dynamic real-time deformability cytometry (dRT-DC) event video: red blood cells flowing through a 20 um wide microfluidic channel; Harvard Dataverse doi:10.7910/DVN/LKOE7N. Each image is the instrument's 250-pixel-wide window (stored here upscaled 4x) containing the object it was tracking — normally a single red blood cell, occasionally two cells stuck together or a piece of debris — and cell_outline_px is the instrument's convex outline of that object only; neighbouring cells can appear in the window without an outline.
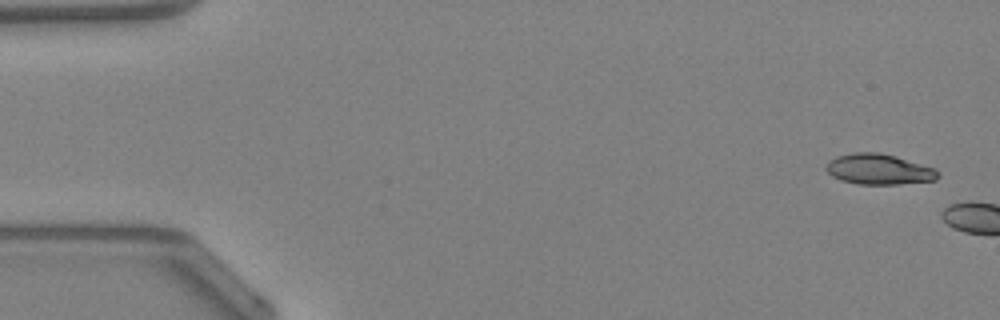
{"species": "Egyptian fruit bat (a non-hibernating species)", "species_latin": "Rousettus aegyptiacus", "temperature_condition": "warm", "stored_images_in_passage": 4, "camera_frame_rate_fps": 3000, "um_per_image_px": 0.085, "animal": {"sex": "female"}, "frame": {"image": 1, "passage_image": 1, "time_ms": 0.0, "image_size_px": [1000, 320], "cell_outline_px": [[940, 176], [936, 180], [896, 184], [856, 184], [840, 180], [832, 176], [824, 168], [828, 160], [836, 156], [852, 152], [880, 152], [896, 156], [936, 168]], "centroid_in_image_um": [74.68, 14.38], "position_along_channel_um": 10.3, "area_um2": 20.17}}